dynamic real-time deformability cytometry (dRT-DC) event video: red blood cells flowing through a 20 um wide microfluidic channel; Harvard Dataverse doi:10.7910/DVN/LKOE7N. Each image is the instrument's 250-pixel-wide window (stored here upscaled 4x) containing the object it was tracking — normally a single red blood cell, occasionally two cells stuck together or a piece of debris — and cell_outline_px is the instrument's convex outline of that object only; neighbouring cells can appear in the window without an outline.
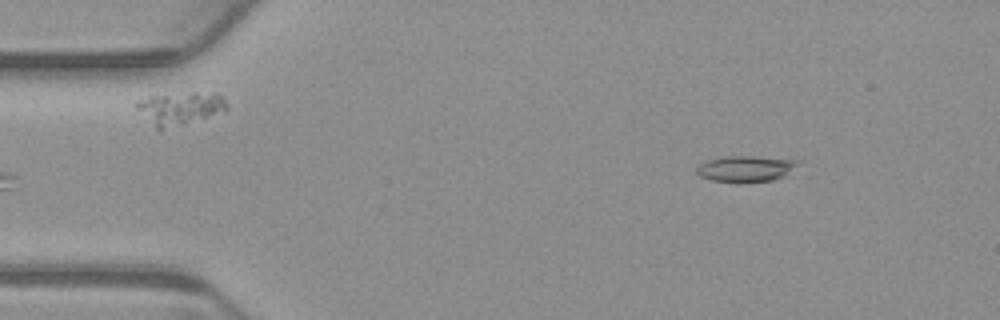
{"species": "common noctule bat (a hibernating species)", "species_latin": "Nyctalus noctula", "temperature_condition": "warm", "stored_images_in_passage": 5, "camera_frame_rate_fps": 3000, "um_per_image_px": 0.085, "animal": {"sex": "male", "body_mass_g": 23.1, "forearm_length_mm": 52.7}, "frame": {"image": 1, "passage_image": 5, "time_ms": 1.333, "image_size_px": [1000, 320], "cell_outline_px": [[804, 160], [780, 176], [772, 180], [712, 180], [700, 176], [696, 172], [696, 168], [700, 164], [708, 160], [728, 156], [752, 156]], "centroid_in_image_um": [63.37, 14.29], "position_along_channel_um": 21.6, "area_um2": 14.51}}